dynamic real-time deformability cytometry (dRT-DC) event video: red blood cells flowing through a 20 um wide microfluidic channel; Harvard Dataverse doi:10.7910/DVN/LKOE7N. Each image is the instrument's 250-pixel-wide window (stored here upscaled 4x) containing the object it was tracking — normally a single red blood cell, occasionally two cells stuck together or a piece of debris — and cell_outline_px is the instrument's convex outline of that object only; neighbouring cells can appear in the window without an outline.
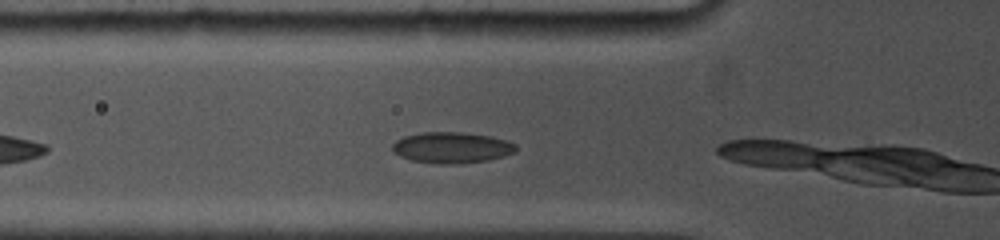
{"species": "common noctule bat (a hibernating species)", "species_latin": "Nyctalus noctula", "temperature_condition": "cold", "stored_images_in_passage": 3, "camera_frame_rate_fps": 5000, "um_per_image_px": 0.085, "animal": {"sex": "female", "body_mass_g": 19.0, "forearm_length_mm": 53.3}, "frame": {"image": 1, "passage_image": 2, "time_ms": 0.4, "image_size_px": [1000, 240], "cell_outline_px": [[516, 152], [504, 156], [488, 160], [460, 164], [436, 164], [412, 160], [400, 156], [392, 152], [392, 144], [396, 140], [404, 136], [420, 132], [460, 132], [492, 136], [508, 140], [516, 144]], "centroid_in_image_um": [38.4, 12.54], "position_along_channel_um": 87.4, "area_um2": 22.66}}